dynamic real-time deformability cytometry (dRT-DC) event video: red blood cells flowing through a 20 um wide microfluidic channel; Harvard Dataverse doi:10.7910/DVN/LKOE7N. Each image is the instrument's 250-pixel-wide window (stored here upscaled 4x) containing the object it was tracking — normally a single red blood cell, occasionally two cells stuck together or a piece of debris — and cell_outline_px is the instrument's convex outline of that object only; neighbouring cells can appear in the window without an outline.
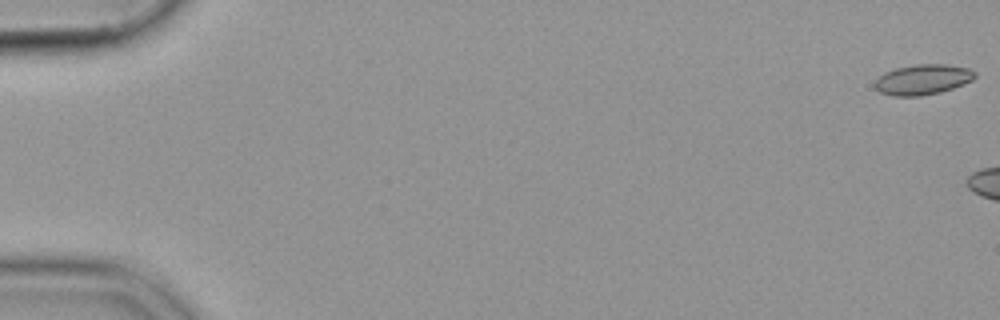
{"species": "common noctule bat (a hibernating species)", "species_latin": "Nyctalus noctula", "temperature_condition": "cold", "stored_images_in_passage": 11, "camera_frame_rate_fps": 3000, "um_per_image_px": 0.085, "animal": {"sex": "female", "body_mass_g": 19.9}, "frame": {"image": 1, "passage_image": 1, "time_ms": 0.0, "image_size_px": [1000, 320], "cell_outline_px": [[976, 76], [972, 80], [964, 84], [940, 92], [920, 96], [892, 96], [880, 92], [872, 84], [884, 72], [896, 68], [916, 64], [948, 64], [968, 68], [976, 72]], "centroid_in_image_um": [78.43, 6.76], "position_along_channel_um": 6.6, "area_um2": 17.74}}